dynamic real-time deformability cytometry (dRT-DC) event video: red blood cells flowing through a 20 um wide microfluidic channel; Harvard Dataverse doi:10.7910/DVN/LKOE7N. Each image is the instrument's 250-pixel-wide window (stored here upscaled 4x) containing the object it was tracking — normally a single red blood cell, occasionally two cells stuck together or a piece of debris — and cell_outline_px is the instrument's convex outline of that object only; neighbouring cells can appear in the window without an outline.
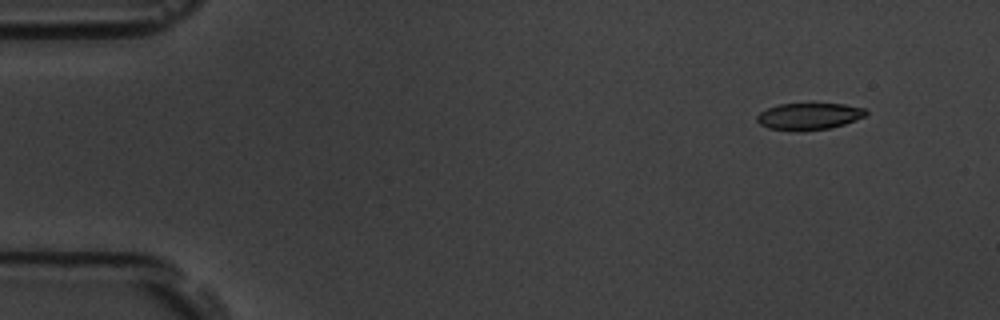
{"species": "common noctule bat (a hibernating species)", "species_latin": "Nyctalus noctula", "temperature_condition": "room temperature", "stored_images_in_passage": 10, "camera_frame_rate_fps": 3000, "um_per_image_px": 0.085, "animal": {"sex": "male", "body_mass_g": 19.5, "forearm_length_mm": 54.6}, "frame": {"image": 1, "passage_image": 1, "time_ms": 0.0, "image_size_px": [1000, 320], "cell_outline_px": [[868, 112], [864, 116], [856, 120], [844, 124], [828, 128], [800, 132], [796, 132], [768, 128], [760, 124], [756, 120], [756, 116], [760, 112], [768, 108], [780, 104], [844, 104], [864, 108]], "centroid_in_image_um": [68.74, 9.9], "position_along_channel_um": 16.3, "area_um2": 17.05}}
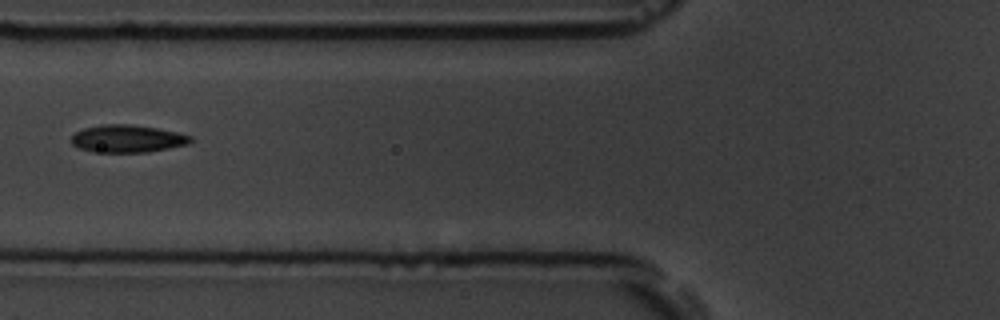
{"frame": {"image": 2, "passage_image": 5, "time_ms": 5.667, "image_size_px": [1000, 320], "cell_outline_px": [[192, 140], [188, 144], [148, 152], [92, 152], [80, 148], [72, 144], [72, 136], [76, 132], [84, 128], [100, 124], [128, 124], [156, 128], [176, 132], [192, 136]], "centroid_in_image_um": [10.82, 11.79], "position_along_channel_um": 115.0, "area_um2": 19.02}}
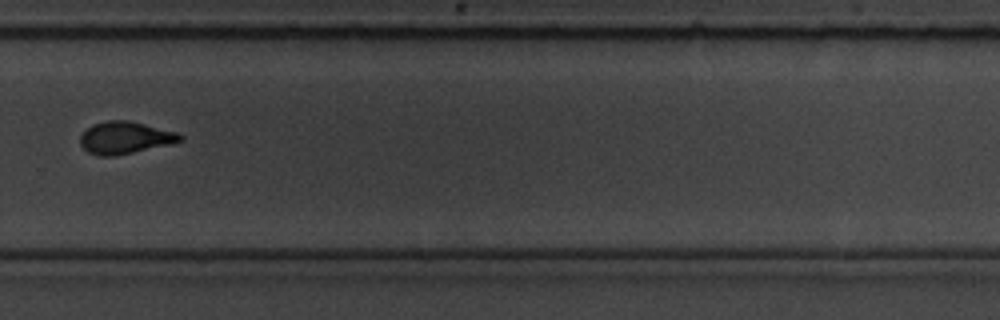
{"frame": {"image": 3, "passage_image": 10, "time_ms": 11.333, "image_size_px": [1000, 320], "cell_outline_px": [[184, 140], [168, 144], [116, 156], [100, 156], [88, 152], [80, 144], [80, 136], [92, 124], [108, 120], [128, 120], [176, 132], [184, 136]], "centroid_in_image_um": [10.61, 11.7], "position_along_channel_um": 319.2, "area_um2": 18.55}}